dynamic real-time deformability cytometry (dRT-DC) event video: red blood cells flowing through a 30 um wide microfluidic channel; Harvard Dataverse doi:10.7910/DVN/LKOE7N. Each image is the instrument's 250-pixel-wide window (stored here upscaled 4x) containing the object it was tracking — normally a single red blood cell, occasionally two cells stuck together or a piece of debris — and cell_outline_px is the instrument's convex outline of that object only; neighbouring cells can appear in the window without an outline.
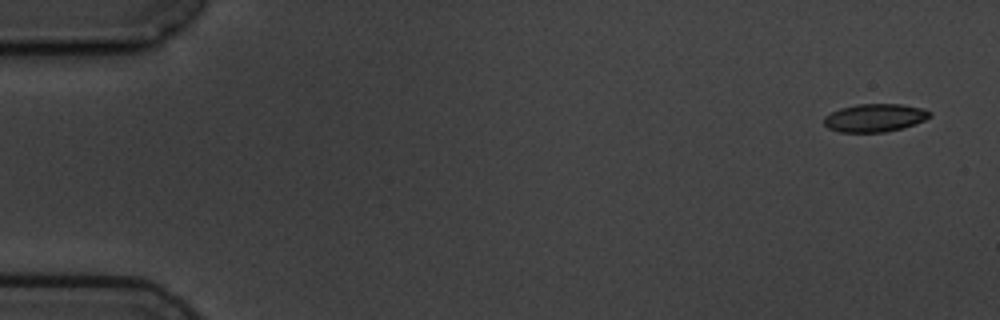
{"species": "common noctule bat (a hibernating species)", "species_latin": "Nyctalus noctula", "temperature_condition": "cold", "stored_images_in_passage": 5, "camera_frame_rate_fps": 3000, "um_per_image_px": 0.085, "animal": {"sex": "male", "body_mass_g": 19.5, "forearm_length_mm": 54.6}, "frame": {"image": 1, "passage_image": 1, "time_ms": 0.0, "image_size_px": [1000, 320], "cell_outline_px": [[932, 116], [924, 120], [900, 128], [884, 132], [840, 132], [828, 128], [824, 124], [824, 116], [840, 108], [856, 104], [900, 104], [924, 108], [932, 112]], "centroid_in_image_um": [74.35, 10.0], "position_along_channel_um": 10.6, "area_um2": 17.22}}
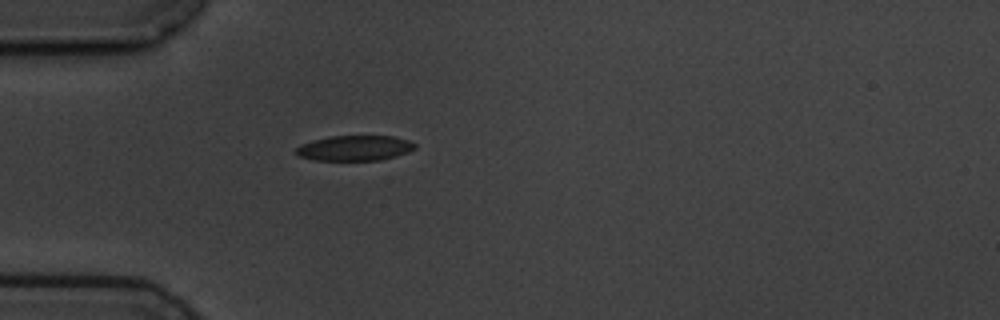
{"frame": {"image": 2, "passage_image": 5, "time_ms": 4.667, "image_size_px": [1000, 320], "cell_outline_px": [[416, 148], [408, 152], [396, 156], [380, 160], [316, 160], [300, 156], [296, 152], [296, 148], [304, 144], [316, 140], [332, 136], [392, 136], [408, 140], [416, 144]], "centroid_in_image_um": [30.22, 12.59], "position_along_channel_um": 54.8, "area_um2": 17.17}}